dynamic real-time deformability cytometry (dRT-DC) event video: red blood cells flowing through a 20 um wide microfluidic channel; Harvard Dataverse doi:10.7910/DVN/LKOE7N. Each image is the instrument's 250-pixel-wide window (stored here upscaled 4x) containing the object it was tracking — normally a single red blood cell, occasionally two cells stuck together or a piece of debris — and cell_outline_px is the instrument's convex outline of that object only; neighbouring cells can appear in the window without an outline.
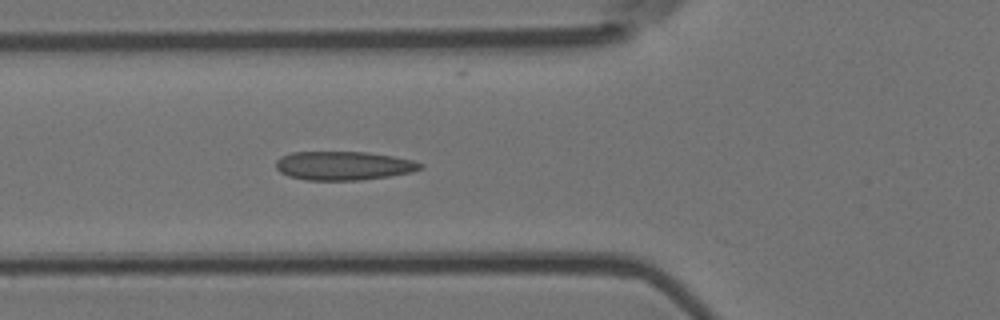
{"species": "Egyptian fruit bat (a non-hibernating species)", "species_latin": "Rousettus aegyptiacus", "temperature_condition": "room temperature", "stored_images_in_passage": 6, "camera_frame_rate_fps": 3000, "um_per_image_px": 0.085, "animal": {"sex": "female"}, "frame": {"image": 1, "passage_image": 6, "time_ms": 1.667, "image_size_px": [1000, 320], "cell_outline_px": [[424, 168], [412, 172], [388, 176], [360, 180], [304, 180], [288, 176], [280, 172], [276, 168], [276, 160], [280, 156], [292, 152], [364, 152], [392, 156], [412, 160], [424, 164]], "centroid_in_image_um": [29.18, 14.09], "position_along_channel_um": 96.6, "area_um2": 24.28}}